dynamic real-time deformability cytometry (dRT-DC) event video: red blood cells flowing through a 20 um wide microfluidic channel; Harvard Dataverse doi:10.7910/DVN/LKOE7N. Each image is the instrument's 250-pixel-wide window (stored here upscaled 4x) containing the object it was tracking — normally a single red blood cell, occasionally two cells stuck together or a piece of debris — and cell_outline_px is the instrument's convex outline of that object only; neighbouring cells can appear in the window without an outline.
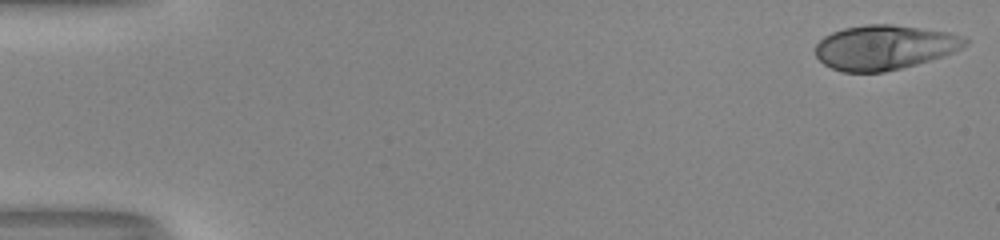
{"species": "human", "species_latin": "Homo sapiens", "temperature_condition": "room temperature", "stored_images_in_passage": 46, "camera_frame_rate_fps": 3000, "um_per_image_px": 0.085, "donor": {"sex": "male"}, "frame": {"image": 1, "passage_image": 1, "time_ms": 0.0, "image_size_px": [1000, 240], "cell_outline_px": [[968, 44], [956, 52], [916, 64], [884, 72], [844, 72], [832, 68], [824, 64], [816, 56], [816, 44], [824, 36], [832, 32], [844, 28], [868, 24], [892, 24], [948, 32], [964, 36], [968, 40]], "centroid_in_image_um": [75.2, 4.02], "position_along_channel_um": 9.8, "area_um2": 38.9}}
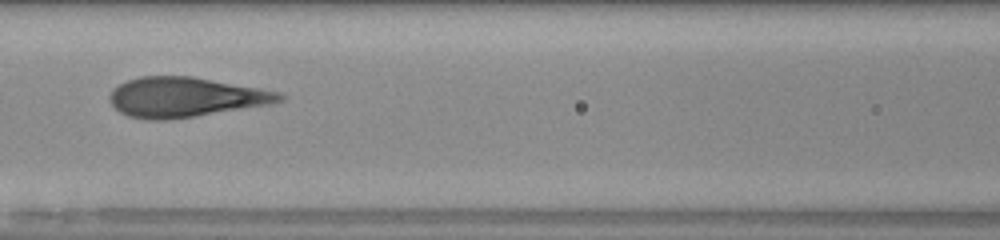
{"frame": {"image": 2, "passage_image": 24, "time_ms": 7.667, "image_size_px": [1000, 240], "cell_outline_px": [[284, 100], [268, 104], [168, 120], [148, 120], [128, 116], [120, 112], [112, 104], [112, 92], [120, 84], [128, 80], [140, 76], [192, 76], [280, 92], [284, 96]], "centroid_in_image_um": [15.75, 8.25], "position_along_channel_um": 150.8, "area_um2": 38.67}}
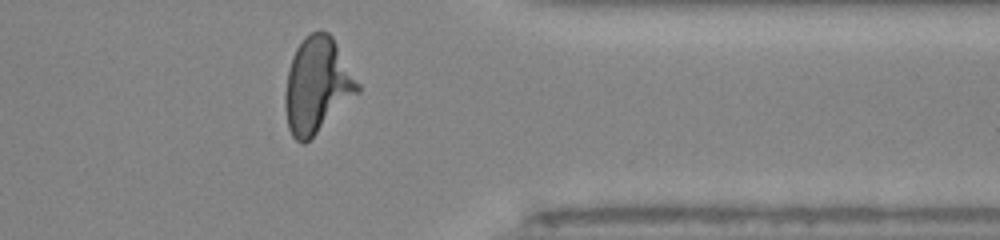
{"frame": {"image": 3, "passage_image": 42, "time_ms": 13.667, "image_size_px": [1000, 240], "cell_outline_px": [[360, 92], [304, 144], [300, 144], [292, 136], [288, 128], [284, 108], [284, 96], [288, 68], [292, 56], [296, 48], [304, 36], [312, 32], [328, 32], [332, 36], [360, 84]], "centroid_in_image_um": [26.94, 7.26], "position_along_channel_um": 384.5, "area_um2": 40.34}, "authors_computed_cell_mechanics": {"area_um2": 38.726, "velocity_mm_per_s": 4.0677, "shape_relaxation_time_tau1_ms": 4.4085, "shape_relaxation_time_tau2_ms": null, "deformation_change_tau1": 0.2201, "deformation_change_tau2": null}}